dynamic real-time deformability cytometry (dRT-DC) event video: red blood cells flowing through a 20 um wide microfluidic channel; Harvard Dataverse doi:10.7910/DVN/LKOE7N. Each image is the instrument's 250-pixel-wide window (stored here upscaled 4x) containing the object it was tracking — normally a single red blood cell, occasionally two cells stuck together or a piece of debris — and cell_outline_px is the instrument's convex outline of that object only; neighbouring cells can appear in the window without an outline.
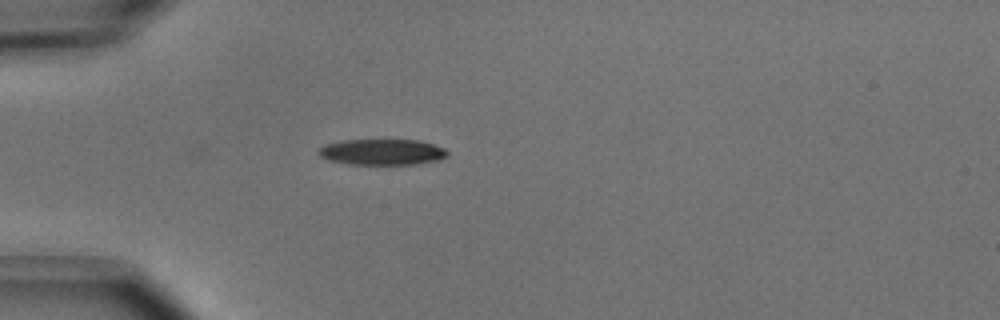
{"species": "common noctule bat (a hibernating species)", "species_latin": "Nyctalus noctula", "temperature_condition": "cold", "stored_images_in_passage": 25, "camera_frame_rate_fps": 3000, "um_per_image_px": 0.085, "animal": {"sex": "male", "body_mass_g": 15.6}, "frame": {"image": 1, "passage_image": 1, "time_ms": 0.0, "image_size_px": [1000, 320], "cell_outline_px": [[448, 156], [440, 160], [416, 164], [348, 164], [328, 160], [320, 156], [316, 152], [324, 144], [344, 140], [420, 140], [444, 148], [448, 152]], "centroid_in_image_um": [32.48, 12.92], "position_along_channel_um": 52.5, "area_um2": 19.54}}
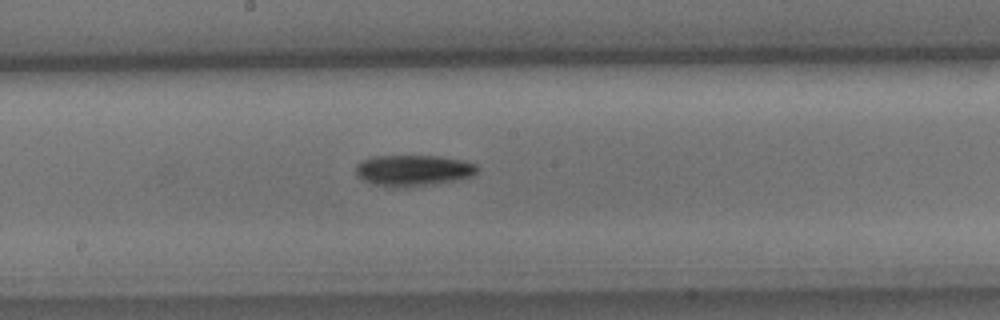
{"frame": {"image": 2, "passage_image": 14, "time_ms": 4.333, "image_size_px": [1000, 320], "cell_outline_px": [[480, 168], [472, 176], [456, 180], [436, 184], [408, 188], [392, 188], [376, 184], [364, 180], [356, 176], [356, 164], [360, 160], [372, 156], [440, 156], [464, 160], [476, 164]], "centroid_in_image_um": [35.12, 14.49], "position_along_channel_um": 213.1, "area_um2": 22.48}}
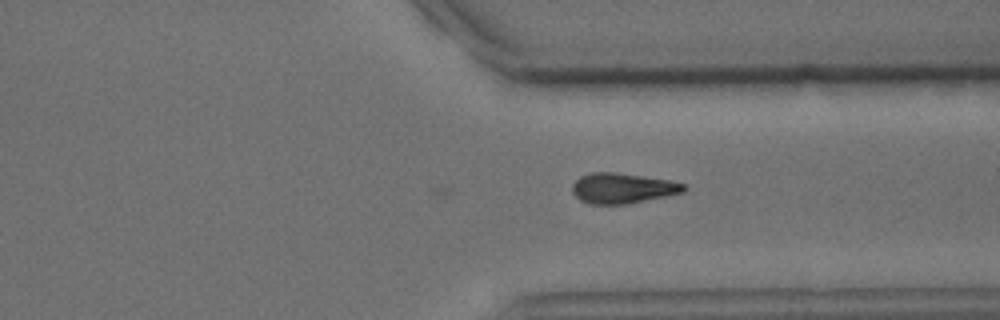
{"frame": {"image": 3, "passage_image": 25, "time_ms": 8.0, "image_size_px": [1000, 320], "cell_outline_px": [[688, 188], [684, 192], [624, 204], [592, 204], [580, 200], [572, 192], [572, 184], [580, 176], [592, 172], [616, 172], [668, 180], [684, 184]], "centroid_in_image_um": [52.89, 15.99], "position_along_channel_um": 358.5, "area_um2": 19.48}}